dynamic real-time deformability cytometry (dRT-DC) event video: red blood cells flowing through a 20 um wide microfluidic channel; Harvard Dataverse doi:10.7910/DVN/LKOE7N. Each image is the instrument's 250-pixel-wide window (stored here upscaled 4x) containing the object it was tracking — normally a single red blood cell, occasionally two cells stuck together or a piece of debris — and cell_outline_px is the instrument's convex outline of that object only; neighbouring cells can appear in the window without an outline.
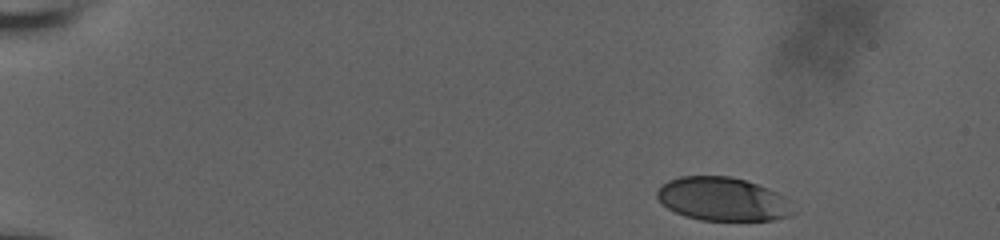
{"species": "human", "species_latin": "Homo sapiens", "temperature_condition": "room temperature", "stored_images_in_passage": 8, "camera_frame_rate_fps": 3000, "um_per_image_px": 0.085, "donor": {"sex": "male"}, "frame": {"image": 1, "passage_image": 1, "time_ms": 0.0, "image_size_px": [1000, 240], "cell_outline_px": [[792, 216], [772, 220], [700, 220], [684, 216], [668, 208], [656, 196], [656, 192], [660, 184], [668, 180], [680, 176], [732, 176], [768, 188], [776, 192], [780, 196], [792, 212]], "centroid_in_image_um": [61.33, 16.92], "position_along_channel_um": 23.7, "area_um2": 34.04}}
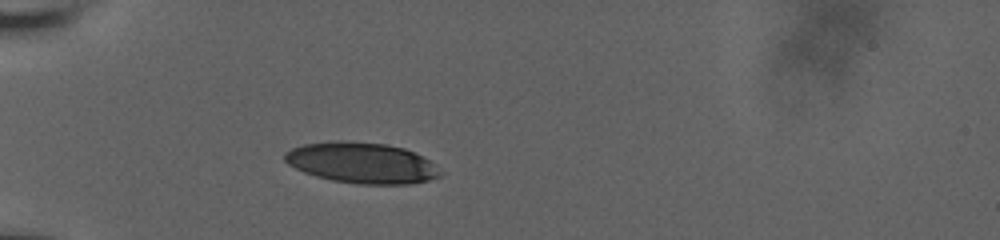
{"frame": {"image": 2, "passage_image": 6, "time_ms": 3.667, "image_size_px": [1000, 240], "cell_outline_px": [[444, 172], [440, 176], [428, 180], [412, 184], [356, 184], [332, 180], [316, 176], [304, 172], [288, 164], [284, 160], [284, 152], [292, 148], [304, 144], [336, 140], [344, 140], [384, 144], [404, 148], [436, 164]], "centroid_in_image_um": [30.75, 13.84], "position_along_channel_um": 54.2, "area_um2": 37.11}}